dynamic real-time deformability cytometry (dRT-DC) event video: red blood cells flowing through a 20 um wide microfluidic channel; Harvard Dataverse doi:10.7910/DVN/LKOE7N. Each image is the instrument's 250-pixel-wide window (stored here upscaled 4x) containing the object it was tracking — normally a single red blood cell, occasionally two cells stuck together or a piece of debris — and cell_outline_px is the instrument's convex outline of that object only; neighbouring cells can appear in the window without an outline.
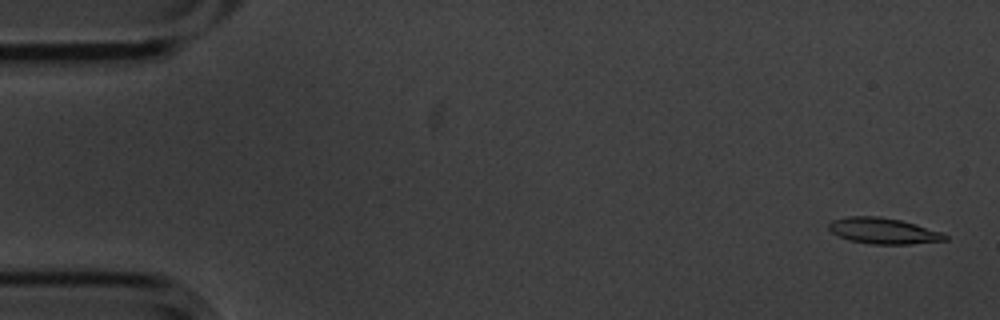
{"species": "common noctule bat (a hibernating species)", "species_latin": "Nyctalus noctula", "temperature_condition": "cold", "stored_images_in_passage": 16, "camera_frame_rate_fps": 3000, "um_per_image_px": 0.085, "animal": {"sex": "male", "body_mass_g": 20.1, "forearm_length_mm": 53.5}, "frame": {"image": 1, "passage_image": 2, "time_ms": 0.333, "image_size_px": [1000, 320], "cell_outline_px": [[948, 240], [912, 244], [872, 244], [848, 240], [832, 232], [828, 228], [828, 224], [832, 220], [848, 216], [880, 216], [900, 220], [916, 224], [944, 232], [948, 236]], "centroid_in_image_um": [75.12, 19.62], "position_along_channel_um": 9.9, "area_um2": 17.74}}
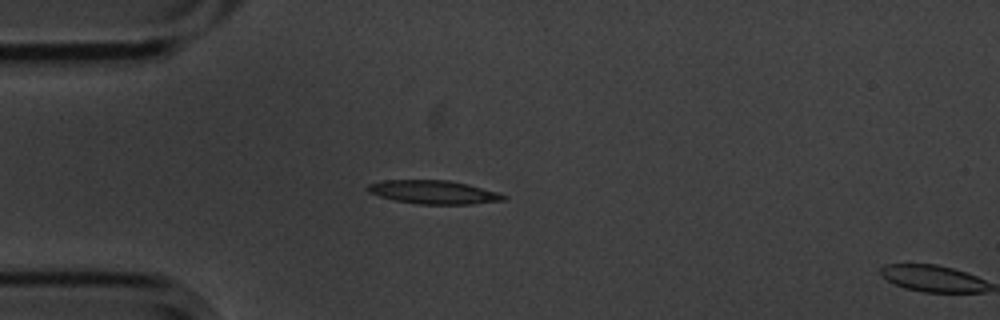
{"frame": {"image": 2, "passage_image": 15, "time_ms": 4.667, "image_size_px": [1000, 320], "cell_outline_px": [[508, 196], [504, 200], [472, 204], [420, 204], [396, 200], [380, 196], [368, 192], [368, 184], [384, 180], [448, 180], [468, 184], [496, 192]], "centroid_in_image_um": [36.86, 16.33], "position_along_channel_um": 48.1, "area_um2": 18.38}}